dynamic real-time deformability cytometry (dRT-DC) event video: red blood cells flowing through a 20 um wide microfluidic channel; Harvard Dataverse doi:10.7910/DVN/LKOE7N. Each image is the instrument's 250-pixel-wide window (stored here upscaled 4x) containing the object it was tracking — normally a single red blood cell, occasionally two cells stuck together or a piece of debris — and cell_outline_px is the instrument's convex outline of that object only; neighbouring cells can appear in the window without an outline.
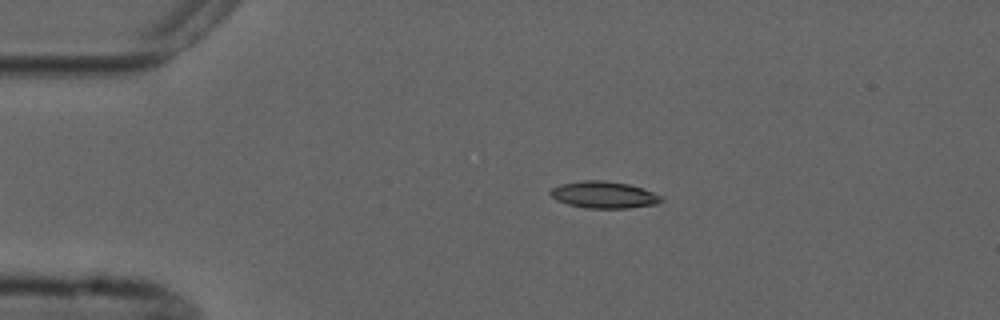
{"species": "common noctule bat (a hibernating species)", "species_latin": "Nyctalus noctula", "temperature_condition": "cold", "stored_images_in_passage": 3, "camera_frame_rate_fps": 3000, "um_per_image_px": 0.085, "animal": {"sex": "male", "forearm_length_mm": 52.5}, "frame": {"image": 1, "passage_image": 1, "time_ms": 0.0, "image_size_px": [1000, 320], "cell_outline_px": [[664, 200], [656, 204], [628, 208], [584, 208], [568, 204], [556, 200], [548, 192], [552, 188], [560, 184], [580, 180], [604, 180], [628, 184], [652, 192], [660, 196]], "centroid_in_image_um": [51.28, 16.55], "position_along_channel_um": 33.7, "area_um2": 17.28}}
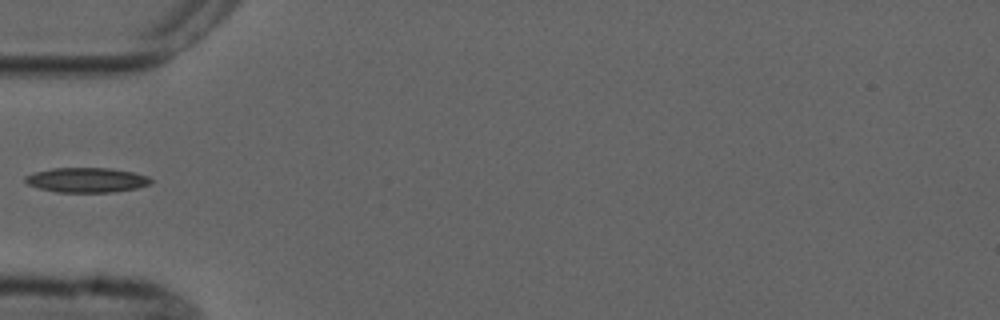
{"frame": {"image": 2, "passage_image": 3, "time_ms": 2.333, "image_size_px": [1000, 320], "cell_outline_px": [[152, 184], [136, 188], [112, 192], [56, 192], [40, 188], [28, 184], [24, 180], [24, 176], [32, 172], [52, 168], [112, 168], [132, 172], [148, 176], [152, 180]], "centroid_in_image_um": [7.35, 15.29], "position_along_channel_um": 77.6, "area_um2": 18.21}}